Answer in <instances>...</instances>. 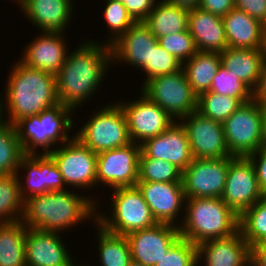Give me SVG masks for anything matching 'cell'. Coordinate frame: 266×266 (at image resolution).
Segmentation results:
<instances>
[{
	"instance_id": "1",
	"label": "cell",
	"mask_w": 266,
	"mask_h": 266,
	"mask_svg": "<svg viewBox=\"0 0 266 266\" xmlns=\"http://www.w3.org/2000/svg\"><path fill=\"white\" fill-rule=\"evenodd\" d=\"M100 42L85 39L78 43L77 49L68 52L66 61L55 75L58 101L74 113L97 94L112 66L111 45Z\"/></svg>"
},
{
	"instance_id": "2",
	"label": "cell",
	"mask_w": 266,
	"mask_h": 266,
	"mask_svg": "<svg viewBox=\"0 0 266 266\" xmlns=\"http://www.w3.org/2000/svg\"><path fill=\"white\" fill-rule=\"evenodd\" d=\"M17 60L8 74L4 95L0 94V117L12 125L59 103L56 76Z\"/></svg>"
},
{
	"instance_id": "3",
	"label": "cell",
	"mask_w": 266,
	"mask_h": 266,
	"mask_svg": "<svg viewBox=\"0 0 266 266\" xmlns=\"http://www.w3.org/2000/svg\"><path fill=\"white\" fill-rule=\"evenodd\" d=\"M98 202L92 195H78L70 188L50 191L24 201L21 222L27 228L63 233L87 220L97 222Z\"/></svg>"
},
{
	"instance_id": "4",
	"label": "cell",
	"mask_w": 266,
	"mask_h": 266,
	"mask_svg": "<svg viewBox=\"0 0 266 266\" xmlns=\"http://www.w3.org/2000/svg\"><path fill=\"white\" fill-rule=\"evenodd\" d=\"M180 237L196 246L238 231V215L221 198H186Z\"/></svg>"
},
{
	"instance_id": "5",
	"label": "cell",
	"mask_w": 266,
	"mask_h": 266,
	"mask_svg": "<svg viewBox=\"0 0 266 266\" xmlns=\"http://www.w3.org/2000/svg\"><path fill=\"white\" fill-rule=\"evenodd\" d=\"M74 111L58 103L44 110L39 115L19 119L13 126L25 154H49L59 143L70 141L73 136H68L75 125ZM56 146V147H54Z\"/></svg>"
},
{
	"instance_id": "6",
	"label": "cell",
	"mask_w": 266,
	"mask_h": 266,
	"mask_svg": "<svg viewBox=\"0 0 266 266\" xmlns=\"http://www.w3.org/2000/svg\"><path fill=\"white\" fill-rule=\"evenodd\" d=\"M110 191L112 192L109 198L111 199L110 216L101 209L97 211V223L106 231L127 236L134 231L151 228L158 224L136 186Z\"/></svg>"
},
{
	"instance_id": "7",
	"label": "cell",
	"mask_w": 266,
	"mask_h": 266,
	"mask_svg": "<svg viewBox=\"0 0 266 266\" xmlns=\"http://www.w3.org/2000/svg\"><path fill=\"white\" fill-rule=\"evenodd\" d=\"M90 116L74 137L96 154L131 143L126 116L118 101L106 103Z\"/></svg>"
},
{
	"instance_id": "8",
	"label": "cell",
	"mask_w": 266,
	"mask_h": 266,
	"mask_svg": "<svg viewBox=\"0 0 266 266\" xmlns=\"http://www.w3.org/2000/svg\"><path fill=\"white\" fill-rule=\"evenodd\" d=\"M263 102L243 103L223 123L225 143L232 156L247 157L261 148Z\"/></svg>"
},
{
	"instance_id": "9",
	"label": "cell",
	"mask_w": 266,
	"mask_h": 266,
	"mask_svg": "<svg viewBox=\"0 0 266 266\" xmlns=\"http://www.w3.org/2000/svg\"><path fill=\"white\" fill-rule=\"evenodd\" d=\"M140 91L176 121L197 109V96L182 68L175 73L148 80Z\"/></svg>"
},
{
	"instance_id": "10",
	"label": "cell",
	"mask_w": 266,
	"mask_h": 266,
	"mask_svg": "<svg viewBox=\"0 0 266 266\" xmlns=\"http://www.w3.org/2000/svg\"><path fill=\"white\" fill-rule=\"evenodd\" d=\"M49 155L58 166L66 188L69 189L71 186V189L79 188L85 192L87 189L98 188L95 187L97 154L84 146L76 137L59 144Z\"/></svg>"
},
{
	"instance_id": "11",
	"label": "cell",
	"mask_w": 266,
	"mask_h": 266,
	"mask_svg": "<svg viewBox=\"0 0 266 266\" xmlns=\"http://www.w3.org/2000/svg\"><path fill=\"white\" fill-rule=\"evenodd\" d=\"M140 144H130L97 154V185L105 188L134 187L139 180Z\"/></svg>"
},
{
	"instance_id": "12",
	"label": "cell",
	"mask_w": 266,
	"mask_h": 266,
	"mask_svg": "<svg viewBox=\"0 0 266 266\" xmlns=\"http://www.w3.org/2000/svg\"><path fill=\"white\" fill-rule=\"evenodd\" d=\"M136 100H117L125 113L131 142L142 144L158 136L176 122L165 110L151 101L141 91Z\"/></svg>"
},
{
	"instance_id": "13",
	"label": "cell",
	"mask_w": 266,
	"mask_h": 266,
	"mask_svg": "<svg viewBox=\"0 0 266 266\" xmlns=\"http://www.w3.org/2000/svg\"><path fill=\"white\" fill-rule=\"evenodd\" d=\"M233 158H194L182 172L185 198H220L224 191L229 162Z\"/></svg>"
},
{
	"instance_id": "14",
	"label": "cell",
	"mask_w": 266,
	"mask_h": 266,
	"mask_svg": "<svg viewBox=\"0 0 266 266\" xmlns=\"http://www.w3.org/2000/svg\"><path fill=\"white\" fill-rule=\"evenodd\" d=\"M263 197L255 168L248 157L235 156L230 162L220 197L238 217Z\"/></svg>"
},
{
	"instance_id": "15",
	"label": "cell",
	"mask_w": 266,
	"mask_h": 266,
	"mask_svg": "<svg viewBox=\"0 0 266 266\" xmlns=\"http://www.w3.org/2000/svg\"><path fill=\"white\" fill-rule=\"evenodd\" d=\"M185 128L193 158L218 159L232 156L226 146L222 123L198 111L179 120Z\"/></svg>"
},
{
	"instance_id": "16",
	"label": "cell",
	"mask_w": 266,
	"mask_h": 266,
	"mask_svg": "<svg viewBox=\"0 0 266 266\" xmlns=\"http://www.w3.org/2000/svg\"><path fill=\"white\" fill-rule=\"evenodd\" d=\"M22 171L25 174L22 178L26 182L21 181ZM16 175L24 201L50 191L66 190L62 174L49 154H25L20 160Z\"/></svg>"
},
{
	"instance_id": "17",
	"label": "cell",
	"mask_w": 266,
	"mask_h": 266,
	"mask_svg": "<svg viewBox=\"0 0 266 266\" xmlns=\"http://www.w3.org/2000/svg\"><path fill=\"white\" fill-rule=\"evenodd\" d=\"M158 43V39L151 33L149 28L143 22H136L124 34H122L114 43L112 49V65L117 61L132 65V68H138L146 77L142 81L141 87L150 80V55L152 48Z\"/></svg>"
},
{
	"instance_id": "18",
	"label": "cell",
	"mask_w": 266,
	"mask_h": 266,
	"mask_svg": "<svg viewBox=\"0 0 266 266\" xmlns=\"http://www.w3.org/2000/svg\"><path fill=\"white\" fill-rule=\"evenodd\" d=\"M136 187L158 223L171 224L177 227L181 225L183 218L179 217L185 209L186 199L182 182L138 181ZM176 219L182 220L177 223Z\"/></svg>"
},
{
	"instance_id": "19",
	"label": "cell",
	"mask_w": 266,
	"mask_h": 266,
	"mask_svg": "<svg viewBox=\"0 0 266 266\" xmlns=\"http://www.w3.org/2000/svg\"><path fill=\"white\" fill-rule=\"evenodd\" d=\"M140 146L139 158L162 159L173 163L182 172L194 159L186 130L179 121L160 135L145 140Z\"/></svg>"
},
{
	"instance_id": "20",
	"label": "cell",
	"mask_w": 266,
	"mask_h": 266,
	"mask_svg": "<svg viewBox=\"0 0 266 266\" xmlns=\"http://www.w3.org/2000/svg\"><path fill=\"white\" fill-rule=\"evenodd\" d=\"M59 232L27 228L26 266H75Z\"/></svg>"
},
{
	"instance_id": "21",
	"label": "cell",
	"mask_w": 266,
	"mask_h": 266,
	"mask_svg": "<svg viewBox=\"0 0 266 266\" xmlns=\"http://www.w3.org/2000/svg\"><path fill=\"white\" fill-rule=\"evenodd\" d=\"M132 260L155 266L180 237L179 227L158 223L154 227L134 231L127 236Z\"/></svg>"
},
{
	"instance_id": "22",
	"label": "cell",
	"mask_w": 266,
	"mask_h": 266,
	"mask_svg": "<svg viewBox=\"0 0 266 266\" xmlns=\"http://www.w3.org/2000/svg\"><path fill=\"white\" fill-rule=\"evenodd\" d=\"M37 37L29 42L19 60L26 66L40 69L56 75L66 61L68 48L66 33L39 32ZM66 43V44H65Z\"/></svg>"
},
{
	"instance_id": "23",
	"label": "cell",
	"mask_w": 266,
	"mask_h": 266,
	"mask_svg": "<svg viewBox=\"0 0 266 266\" xmlns=\"http://www.w3.org/2000/svg\"><path fill=\"white\" fill-rule=\"evenodd\" d=\"M249 260L250 246L239 230L232 236L197 245V266H243Z\"/></svg>"
},
{
	"instance_id": "24",
	"label": "cell",
	"mask_w": 266,
	"mask_h": 266,
	"mask_svg": "<svg viewBox=\"0 0 266 266\" xmlns=\"http://www.w3.org/2000/svg\"><path fill=\"white\" fill-rule=\"evenodd\" d=\"M73 5V0H26L18 9L39 31L65 33L73 18Z\"/></svg>"
},
{
	"instance_id": "25",
	"label": "cell",
	"mask_w": 266,
	"mask_h": 266,
	"mask_svg": "<svg viewBox=\"0 0 266 266\" xmlns=\"http://www.w3.org/2000/svg\"><path fill=\"white\" fill-rule=\"evenodd\" d=\"M228 47L265 49L266 26L246 12L233 8L222 17Z\"/></svg>"
},
{
	"instance_id": "26",
	"label": "cell",
	"mask_w": 266,
	"mask_h": 266,
	"mask_svg": "<svg viewBox=\"0 0 266 266\" xmlns=\"http://www.w3.org/2000/svg\"><path fill=\"white\" fill-rule=\"evenodd\" d=\"M188 31L198 51L221 53L228 47L222 17L199 7L189 10Z\"/></svg>"
},
{
	"instance_id": "27",
	"label": "cell",
	"mask_w": 266,
	"mask_h": 266,
	"mask_svg": "<svg viewBox=\"0 0 266 266\" xmlns=\"http://www.w3.org/2000/svg\"><path fill=\"white\" fill-rule=\"evenodd\" d=\"M265 49H235L227 47L220 53L221 65L253 92L258 87Z\"/></svg>"
},
{
	"instance_id": "28",
	"label": "cell",
	"mask_w": 266,
	"mask_h": 266,
	"mask_svg": "<svg viewBox=\"0 0 266 266\" xmlns=\"http://www.w3.org/2000/svg\"><path fill=\"white\" fill-rule=\"evenodd\" d=\"M188 17L187 8L172 4L167 0H158L143 23L158 39L168 34L188 30Z\"/></svg>"
},
{
	"instance_id": "29",
	"label": "cell",
	"mask_w": 266,
	"mask_h": 266,
	"mask_svg": "<svg viewBox=\"0 0 266 266\" xmlns=\"http://www.w3.org/2000/svg\"><path fill=\"white\" fill-rule=\"evenodd\" d=\"M220 66V53L207 51H197L190 59L182 63V70L197 97L210 90L213 78Z\"/></svg>"
},
{
	"instance_id": "30",
	"label": "cell",
	"mask_w": 266,
	"mask_h": 266,
	"mask_svg": "<svg viewBox=\"0 0 266 266\" xmlns=\"http://www.w3.org/2000/svg\"><path fill=\"white\" fill-rule=\"evenodd\" d=\"M26 231L21 221L0 224V266H26Z\"/></svg>"
},
{
	"instance_id": "31",
	"label": "cell",
	"mask_w": 266,
	"mask_h": 266,
	"mask_svg": "<svg viewBox=\"0 0 266 266\" xmlns=\"http://www.w3.org/2000/svg\"><path fill=\"white\" fill-rule=\"evenodd\" d=\"M93 225L97 229L100 266H128L132 255L127 237L108 232L97 222Z\"/></svg>"
},
{
	"instance_id": "32",
	"label": "cell",
	"mask_w": 266,
	"mask_h": 266,
	"mask_svg": "<svg viewBox=\"0 0 266 266\" xmlns=\"http://www.w3.org/2000/svg\"><path fill=\"white\" fill-rule=\"evenodd\" d=\"M23 211L24 200L17 175H0V224L21 221Z\"/></svg>"
},
{
	"instance_id": "33",
	"label": "cell",
	"mask_w": 266,
	"mask_h": 266,
	"mask_svg": "<svg viewBox=\"0 0 266 266\" xmlns=\"http://www.w3.org/2000/svg\"><path fill=\"white\" fill-rule=\"evenodd\" d=\"M24 155L14 126L0 117V175L16 174Z\"/></svg>"
},
{
	"instance_id": "34",
	"label": "cell",
	"mask_w": 266,
	"mask_h": 266,
	"mask_svg": "<svg viewBox=\"0 0 266 266\" xmlns=\"http://www.w3.org/2000/svg\"><path fill=\"white\" fill-rule=\"evenodd\" d=\"M238 230L250 247L266 243V196L239 216Z\"/></svg>"
},
{
	"instance_id": "35",
	"label": "cell",
	"mask_w": 266,
	"mask_h": 266,
	"mask_svg": "<svg viewBox=\"0 0 266 266\" xmlns=\"http://www.w3.org/2000/svg\"><path fill=\"white\" fill-rule=\"evenodd\" d=\"M243 102L239 98L205 92L197 97V109L200 114L223 123Z\"/></svg>"
},
{
	"instance_id": "36",
	"label": "cell",
	"mask_w": 266,
	"mask_h": 266,
	"mask_svg": "<svg viewBox=\"0 0 266 266\" xmlns=\"http://www.w3.org/2000/svg\"><path fill=\"white\" fill-rule=\"evenodd\" d=\"M144 182H182V171L173 163L155 158H139V180Z\"/></svg>"
},
{
	"instance_id": "37",
	"label": "cell",
	"mask_w": 266,
	"mask_h": 266,
	"mask_svg": "<svg viewBox=\"0 0 266 266\" xmlns=\"http://www.w3.org/2000/svg\"><path fill=\"white\" fill-rule=\"evenodd\" d=\"M105 8L103 11L106 26L110 31V37L105 40L106 44L111 45L122 34H124L136 21L129 14L123 3L115 0H104Z\"/></svg>"
},
{
	"instance_id": "38",
	"label": "cell",
	"mask_w": 266,
	"mask_h": 266,
	"mask_svg": "<svg viewBox=\"0 0 266 266\" xmlns=\"http://www.w3.org/2000/svg\"><path fill=\"white\" fill-rule=\"evenodd\" d=\"M209 91L223 96L239 98L243 103L251 101L254 98V92L222 65L218 68Z\"/></svg>"
},
{
	"instance_id": "39",
	"label": "cell",
	"mask_w": 266,
	"mask_h": 266,
	"mask_svg": "<svg viewBox=\"0 0 266 266\" xmlns=\"http://www.w3.org/2000/svg\"><path fill=\"white\" fill-rule=\"evenodd\" d=\"M155 266H197V246L179 237Z\"/></svg>"
},
{
	"instance_id": "40",
	"label": "cell",
	"mask_w": 266,
	"mask_h": 266,
	"mask_svg": "<svg viewBox=\"0 0 266 266\" xmlns=\"http://www.w3.org/2000/svg\"><path fill=\"white\" fill-rule=\"evenodd\" d=\"M158 43L180 63L187 61L198 51L188 30L160 37Z\"/></svg>"
},
{
	"instance_id": "41",
	"label": "cell",
	"mask_w": 266,
	"mask_h": 266,
	"mask_svg": "<svg viewBox=\"0 0 266 266\" xmlns=\"http://www.w3.org/2000/svg\"><path fill=\"white\" fill-rule=\"evenodd\" d=\"M181 68L182 63L162 48L159 43H157L155 48H152L150 55V79L175 73Z\"/></svg>"
},
{
	"instance_id": "42",
	"label": "cell",
	"mask_w": 266,
	"mask_h": 266,
	"mask_svg": "<svg viewBox=\"0 0 266 266\" xmlns=\"http://www.w3.org/2000/svg\"><path fill=\"white\" fill-rule=\"evenodd\" d=\"M234 8L246 12L266 26V0H234Z\"/></svg>"
},
{
	"instance_id": "43",
	"label": "cell",
	"mask_w": 266,
	"mask_h": 266,
	"mask_svg": "<svg viewBox=\"0 0 266 266\" xmlns=\"http://www.w3.org/2000/svg\"><path fill=\"white\" fill-rule=\"evenodd\" d=\"M158 0H128L123 5L136 22H143L154 9Z\"/></svg>"
},
{
	"instance_id": "44",
	"label": "cell",
	"mask_w": 266,
	"mask_h": 266,
	"mask_svg": "<svg viewBox=\"0 0 266 266\" xmlns=\"http://www.w3.org/2000/svg\"><path fill=\"white\" fill-rule=\"evenodd\" d=\"M247 157L253 163L259 187L263 196H266V149L260 148L257 152H254Z\"/></svg>"
},
{
	"instance_id": "45",
	"label": "cell",
	"mask_w": 266,
	"mask_h": 266,
	"mask_svg": "<svg viewBox=\"0 0 266 266\" xmlns=\"http://www.w3.org/2000/svg\"><path fill=\"white\" fill-rule=\"evenodd\" d=\"M200 9L224 17L234 8V0H200Z\"/></svg>"
},
{
	"instance_id": "46",
	"label": "cell",
	"mask_w": 266,
	"mask_h": 266,
	"mask_svg": "<svg viewBox=\"0 0 266 266\" xmlns=\"http://www.w3.org/2000/svg\"><path fill=\"white\" fill-rule=\"evenodd\" d=\"M250 260L254 266H266V243H259L250 247Z\"/></svg>"
},
{
	"instance_id": "47",
	"label": "cell",
	"mask_w": 266,
	"mask_h": 266,
	"mask_svg": "<svg viewBox=\"0 0 266 266\" xmlns=\"http://www.w3.org/2000/svg\"><path fill=\"white\" fill-rule=\"evenodd\" d=\"M254 99L263 103L266 102V52L261 65L260 82L254 91Z\"/></svg>"
},
{
	"instance_id": "48",
	"label": "cell",
	"mask_w": 266,
	"mask_h": 266,
	"mask_svg": "<svg viewBox=\"0 0 266 266\" xmlns=\"http://www.w3.org/2000/svg\"><path fill=\"white\" fill-rule=\"evenodd\" d=\"M167 1L171 2L172 4H176L180 7H185L188 10L198 7L200 4V0H167Z\"/></svg>"
},
{
	"instance_id": "49",
	"label": "cell",
	"mask_w": 266,
	"mask_h": 266,
	"mask_svg": "<svg viewBox=\"0 0 266 266\" xmlns=\"http://www.w3.org/2000/svg\"><path fill=\"white\" fill-rule=\"evenodd\" d=\"M261 148L266 149V102L263 103Z\"/></svg>"
},
{
	"instance_id": "50",
	"label": "cell",
	"mask_w": 266,
	"mask_h": 266,
	"mask_svg": "<svg viewBox=\"0 0 266 266\" xmlns=\"http://www.w3.org/2000/svg\"><path fill=\"white\" fill-rule=\"evenodd\" d=\"M128 266H146L140 262H137L135 260H131Z\"/></svg>"
},
{
	"instance_id": "51",
	"label": "cell",
	"mask_w": 266,
	"mask_h": 266,
	"mask_svg": "<svg viewBox=\"0 0 266 266\" xmlns=\"http://www.w3.org/2000/svg\"><path fill=\"white\" fill-rule=\"evenodd\" d=\"M16 2V3H18V5H19V7L21 8L24 4H25V2H26V0H13V2Z\"/></svg>"
},
{
	"instance_id": "52",
	"label": "cell",
	"mask_w": 266,
	"mask_h": 266,
	"mask_svg": "<svg viewBox=\"0 0 266 266\" xmlns=\"http://www.w3.org/2000/svg\"><path fill=\"white\" fill-rule=\"evenodd\" d=\"M243 266H254L253 262L251 260H249L245 265Z\"/></svg>"
},
{
	"instance_id": "53",
	"label": "cell",
	"mask_w": 266,
	"mask_h": 266,
	"mask_svg": "<svg viewBox=\"0 0 266 266\" xmlns=\"http://www.w3.org/2000/svg\"><path fill=\"white\" fill-rule=\"evenodd\" d=\"M115 1H119L121 3H124L125 1H128V0H115Z\"/></svg>"
}]
</instances>
